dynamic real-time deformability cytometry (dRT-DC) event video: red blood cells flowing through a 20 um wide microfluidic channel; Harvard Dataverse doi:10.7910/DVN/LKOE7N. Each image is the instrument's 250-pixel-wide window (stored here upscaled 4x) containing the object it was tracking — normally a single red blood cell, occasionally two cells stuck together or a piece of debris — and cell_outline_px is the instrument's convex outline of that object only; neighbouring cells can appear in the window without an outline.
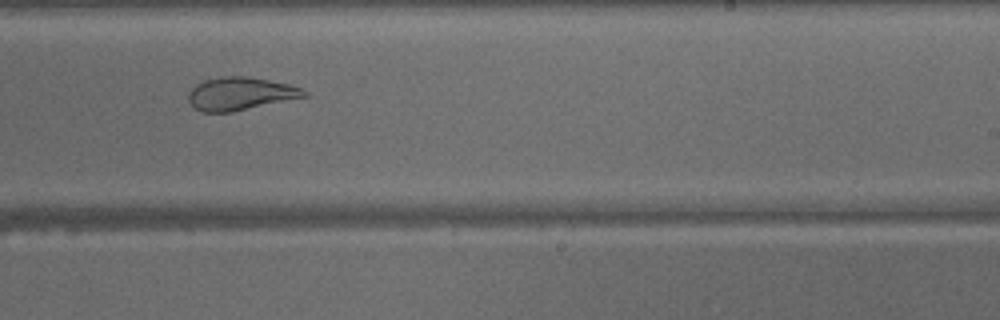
{"species": "common noctule bat (a hibernating species)", "species_latin": "Nyctalus noctula", "temperature_condition": "warm", "stored_images_in_passage": 22, "camera_frame_rate_fps": 3000, "um_per_image_px": 0.085, "animal": {"sex": "male", "body_mass_g": 15.6}, "frame": {"image": 1, "passage_image": 22, "time_ms": 1674.667, "image_size_px": [1000, 320], "cell_outline_px": [[308, 96], [232, 112], [204, 112], [196, 108], [188, 100], [188, 92], [196, 84], [204, 80], [220, 76], [244, 76], [268, 80], [288, 84], [300, 88], [308, 92]], "centroid_in_image_um": [20.42, 7.96], "position_along_channel_um": 268.6, "area_um2": 22.08}}